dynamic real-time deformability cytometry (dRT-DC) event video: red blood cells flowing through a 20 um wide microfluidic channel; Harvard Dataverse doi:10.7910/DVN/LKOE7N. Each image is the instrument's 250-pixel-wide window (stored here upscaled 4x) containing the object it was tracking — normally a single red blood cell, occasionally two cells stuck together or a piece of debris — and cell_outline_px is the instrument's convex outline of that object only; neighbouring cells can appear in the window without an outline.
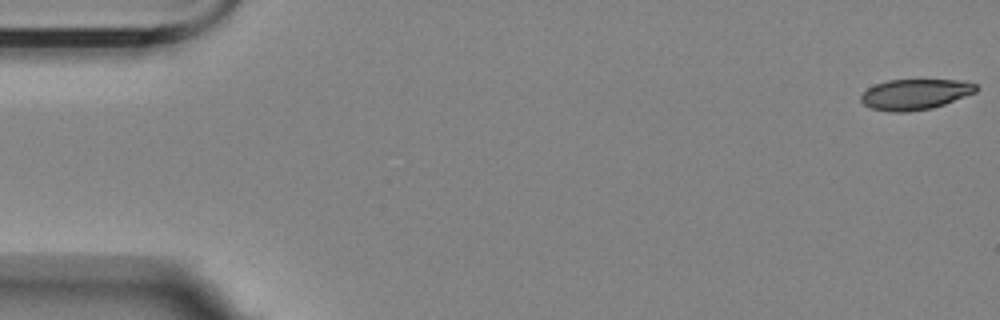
{"species": "Egyptian fruit bat (a non-hibernating species)", "species_latin": "Rousettus aegyptiacus", "temperature_condition": "room temperature", "stored_images_in_passage": 57, "camera_frame_rate_fps": 3000, "um_per_image_px": 0.085, "animal": {"sex": "female"}, "frame": {"image": 1, "passage_image": 1, "time_ms": 0.0, "image_size_px": [1000, 320], "cell_outline_px": [[980, 88], [976, 92], [944, 104], [932, 108], [908, 112], [888, 112], [872, 108], [864, 104], [860, 100], [860, 96], [868, 88], [876, 84], [888, 80], [960, 80], [976, 84]], "centroid_in_image_um": [77.79, 8.02], "position_along_channel_um": 7.2, "area_um2": 20.52}}
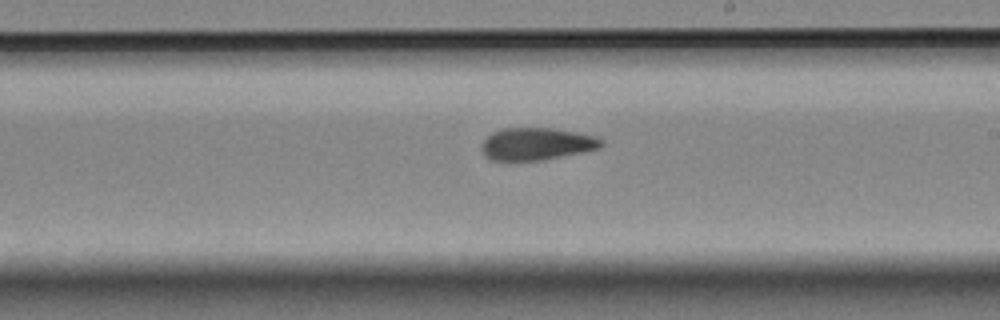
{"frame": {"image": 2, "passage_image": 33, "time_ms": 10.667, "image_size_px": [1000, 320], "cell_outline_px": [[604, 144], [600, 148], [544, 160], [492, 160], [484, 156], [480, 152], [480, 144], [492, 132], [504, 128], [552, 128], [576, 132], [596, 136], [604, 140]], "centroid_in_image_um": [45.59, 12.23], "position_along_channel_um": 243.4, "area_um2": 22.72}}
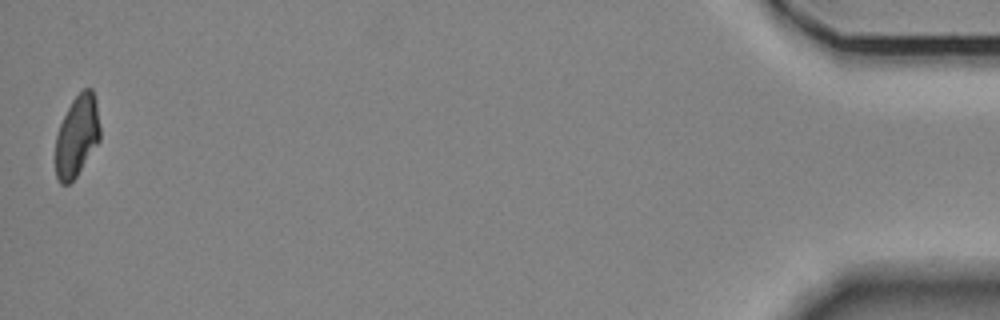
{"frame": {"image": 3, "passage_image": 57, "time_ms": 18.667, "image_size_px": [1000, 320], "cell_outline_px": [[100, 140], [76, 176], [68, 184], [60, 184], [56, 176], [56, 136], [60, 124], [72, 100], [84, 88], [92, 88], [96, 100], [100, 128]], "centroid_in_image_um": [6.55, 11.55], "position_along_channel_um": 428.7, "area_um2": 20.92}, "authors_computed_cell_mechanics": {"area_um2": 22.5998, "velocity_mm_per_s": 3.4726, "shape_relaxation_time_tau1_ms": 8.6117, "shape_relaxation_time_tau2_ms": 4.5415, "deformation_change_tau1": 0.1886, "deformation_change_tau2": 0.0929}}